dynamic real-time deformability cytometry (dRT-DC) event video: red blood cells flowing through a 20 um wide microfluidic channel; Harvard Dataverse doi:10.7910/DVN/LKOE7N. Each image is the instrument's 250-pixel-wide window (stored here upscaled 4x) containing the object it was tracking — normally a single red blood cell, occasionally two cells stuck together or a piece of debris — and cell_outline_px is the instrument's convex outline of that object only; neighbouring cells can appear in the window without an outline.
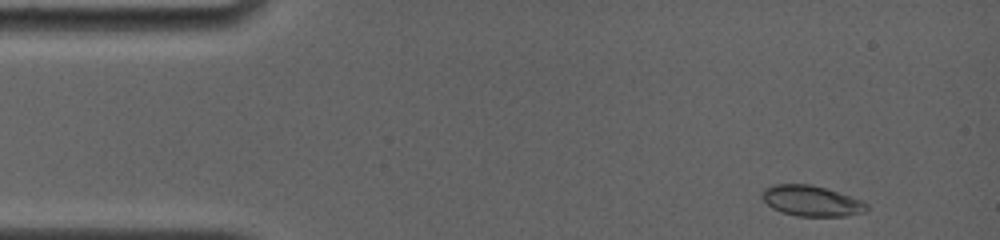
{"species": "common noctule bat (a hibernating species)", "species_latin": "Nyctalus noctula", "temperature_condition": "room temperature", "stored_images_in_passage": 26, "camera_frame_rate_fps": 4000, "um_per_image_px": 0.085, "animal": {"sex": "female", "body_mass_g": 19.0, "forearm_length_mm": 56.7}, "frame": {"image": 1, "passage_image": 1, "time_ms": 0.0, "image_size_px": [1000, 240], "cell_outline_px": [[868, 212], [844, 216], [796, 216], [780, 212], [772, 208], [760, 196], [760, 192], [764, 188], [772, 184], [812, 184], [860, 200], [868, 204]], "centroid_in_image_um": [68.93, 17.08], "position_along_channel_um": 16.1, "area_um2": 18.73}}
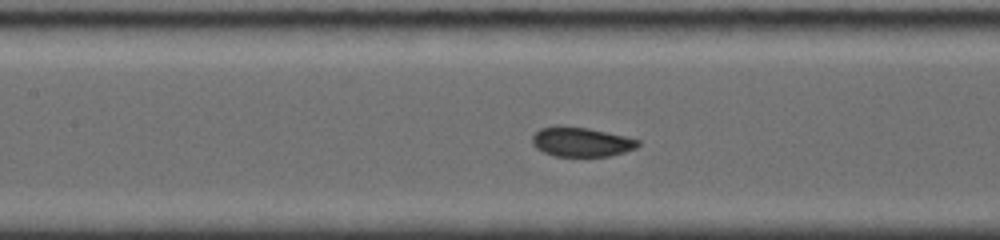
{"frame": {"image": 2, "passage_image": 15, "time_ms": 6.0, "image_size_px": [1000, 240], "cell_outline_px": [[640, 144], [636, 148], [624, 152], [608, 156], [552, 156], [536, 148], [532, 144], [532, 136], [540, 128], [556, 124], [560, 124], [588, 128], [624, 136], [640, 140]], "centroid_in_image_um": [49.36, 12.04], "position_along_channel_um": 158.0, "area_um2": 18.38}}
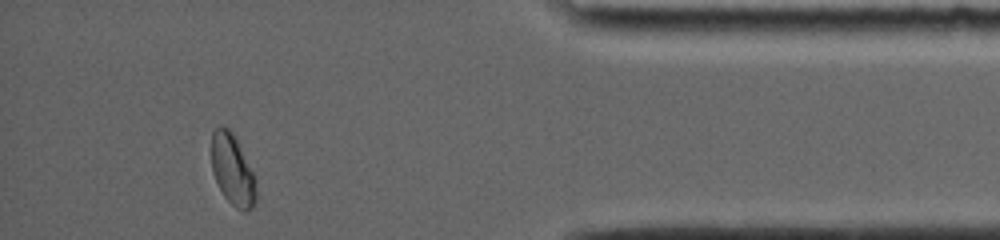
{"frame": {"image": 3, "passage_image": 26, "time_ms": 13.5, "image_size_px": [1000, 240], "cell_outline_px": [[256, 200], [252, 208], [248, 212], [244, 212], [236, 208], [224, 196], [212, 172], [212, 132], [220, 124], [228, 128], [232, 132], [256, 180]], "centroid_in_image_um": [19.76, 14.47], "position_along_channel_um": 415.4, "area_um2": 18.21}, "authors_computed_cell_mechanics": {"area_um2": 18.4093, "velocity_mm_per_s": 3.7963, "shape_relaxation_time_tau1_ms": 9.1824, "shape_relaxation_time_tau2_ms": null, "deformation_change_tau1": 0.1943, "deformation_change_tau2": null}}